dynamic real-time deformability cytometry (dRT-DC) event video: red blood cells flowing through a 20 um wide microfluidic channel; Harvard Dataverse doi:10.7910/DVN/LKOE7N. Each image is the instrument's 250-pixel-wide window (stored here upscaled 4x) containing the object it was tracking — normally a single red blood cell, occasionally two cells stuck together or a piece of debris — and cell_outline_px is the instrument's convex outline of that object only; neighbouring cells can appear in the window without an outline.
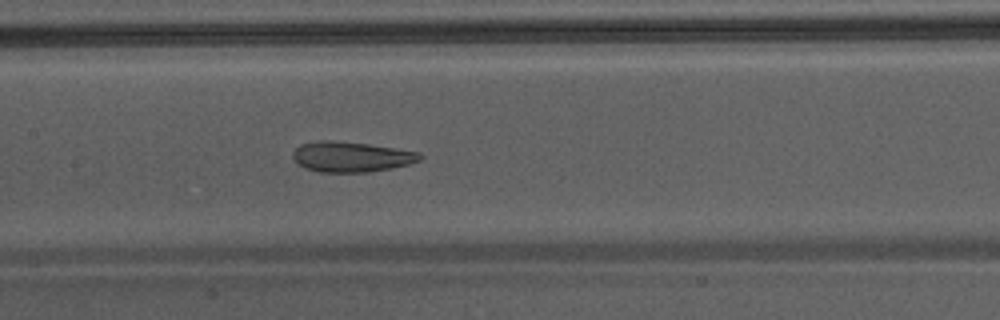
{"species": "Egyptian fruit bat (a non-hibernating species)", "species_latin": "Rousettus aegyptiacus", "temperature_condition": "warm", "stored_images_in_passage": 34, "camera_frame_rate_fps": 3000, "um_per_image_px": 0.085, "animal": {"sex": "male"}, "frame": {"image": 1, "passage_image": 11, "time_ms": 3.333, "image_size_px": [1000, 320], "cell_outline_px": [[424, 156], [420, 160], [408, 164], [368, 172], [320, 172], [304, 168], [292, 156], [292, 152], [300, 144], [324, 140], [328, 140], [368, 144], [420, 152]], "centroid_in_image_um": [29.85, 13.32], "position_along_channel_um": 177.6, "area_um2": 22.2}}
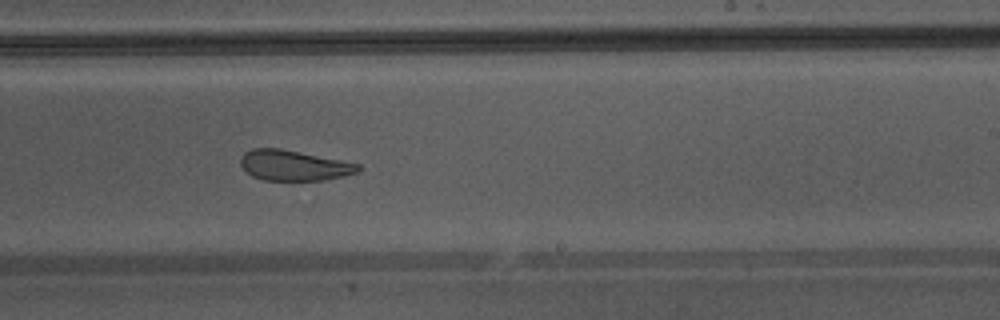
{"frame": {"image": 2, "passage_image": 17, "time_ms": 5.333, "image_size_px": [1000, 320], "cell_outline_px": [[360, 168], [356, 172], [344, 176], [324, 180], [264, 180], [252, 176], [240, 164], [240, 156], [244, 152], [252, 148], [280, 148], [360, 164]], "centroid_in_image_um": [24.94, 14.05], "position_along_channel_um": 264.1, "area_um2": 20.69}}
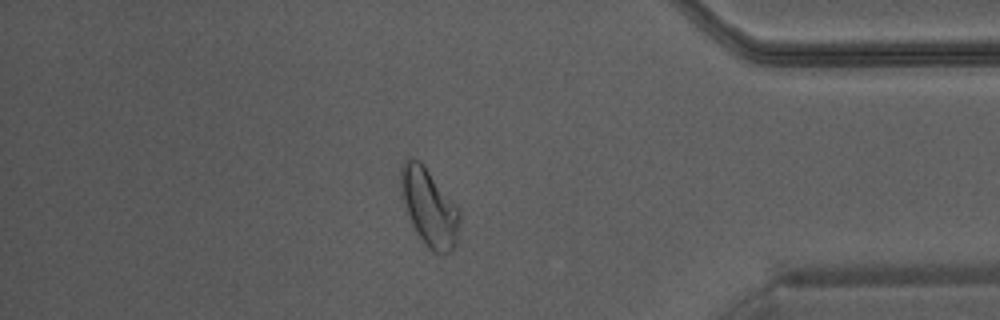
{"frame": {"image": 3, "passage_image": 28, "time_ms": 9.0, "image_size_px": [1000, 320], "cell_outline_px": [[460, 236], [452, 252], [432, 252], [416, 236], [404, 204], [400, 184], [400, 168], [404, 160], [412, 156], [420, 160], [460, 208]], "centroid_in_image_um": [36.5, 17.63], "position_along_channel_um": 398.7, "area_um2": 27.22}, "authors_computed_cell_mechanics": {"area_um2": 23.7847, "velocity_mm_per_s": 4.3422, "shape_relaxation_time_tau1_ms": null, "shape_relaxation_time_tau2_ms": 1.0833, "deformation_change_tau1": null, "deformation_change_tau2": 0.0787}}